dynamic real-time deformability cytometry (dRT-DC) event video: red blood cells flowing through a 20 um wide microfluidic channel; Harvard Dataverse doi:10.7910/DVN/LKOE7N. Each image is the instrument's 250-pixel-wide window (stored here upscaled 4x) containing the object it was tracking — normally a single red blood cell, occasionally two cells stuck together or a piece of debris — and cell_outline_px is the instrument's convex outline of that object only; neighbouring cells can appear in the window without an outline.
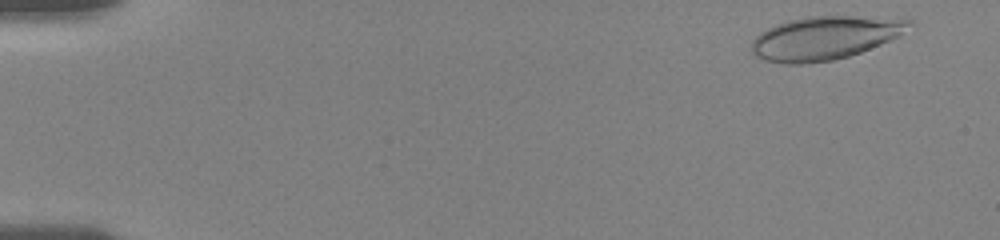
{"species": "human", "species_latin": "Homo sapiens", "temperature_condition": "room temperature", "stored_images_in_passage": 60, "camera_frame_rate_fps": 3000, "um_per_image_px": 0.085, "donor": {"sex": "female"}, "frame": {"image": 1, "passage_image": 2, "time_ms": 0.333, "image_size_px": [1000, 240], "cell_outline_px": [[912, 24], [896, 36], [880, 44], [860, 52], [848, 56], [832, 60], [804, 64], [784, 64], [764, 60], [756, 56], [752, 52], [752, 40], [760, 32], [768, 28], [788, 20], [808, 16], [848, 16], [912, 20]], "centroid_in_image_um": [70.02, 3.24], "position_along_channel_um": 15.0, "area_um2": 39.25}}
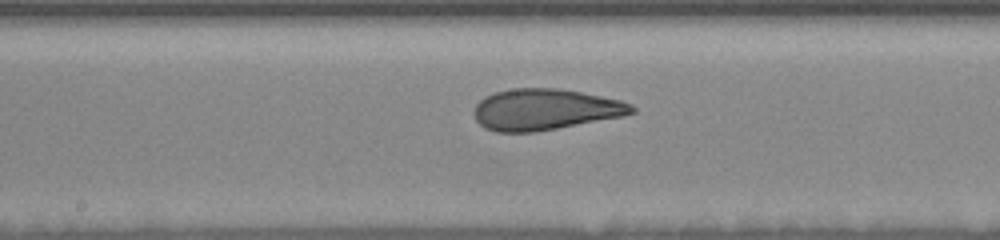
{"frame": {"image": 2, "passage_image": 28, "time_ms": 9.0, "image_size_px": [1000, 240], "cell_outline_px": [[636, 112], [624, 116], [536, 132], [496, 132], [484, 128], [476, 120], [476, 104], [484, 96], [496, 92], [512, 88], [556, 88], [580, 92], [620, 100], [632, 104], [636, 108]], "centroid_in_image_um": [46.35, 9.31], "position_along_channel_um": 201.9, "area_um2": 37.74}}
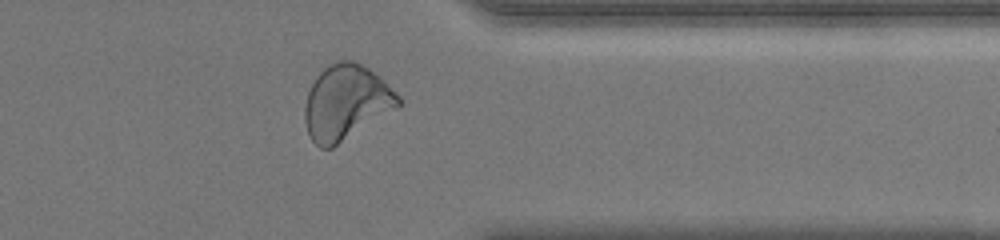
{"frame": {"image": 3, "passage_image": 44, "time_ms": 14.0, "image_size_px": [1000, 240], "cell_outline_px": [[404, 104], [332, 148], [320, 148], [312, 140], [308, 132], [304, 120], [304, 108], [308, 92], [316, 76], [324, 68], [336, 60], [352, 60], [368, 68], [380, 76], [404, 100]], "centroid_in_image_um": [29.44, 8.7], "position_along_channel_um": 382.0, "area_um2": 40.98}, "authors_computed_cell_mechanics": {"area_um2": 38.9572, "velocity_mm_per_s": 3.6945, "shape_relaxation_time_tau1_ms": 7.6595, "shape_relaxation_time_tau2_ms": 1.0808, "deformation_change_tau1": 0.2127, "deformation_change_tau2": 0.0907}}